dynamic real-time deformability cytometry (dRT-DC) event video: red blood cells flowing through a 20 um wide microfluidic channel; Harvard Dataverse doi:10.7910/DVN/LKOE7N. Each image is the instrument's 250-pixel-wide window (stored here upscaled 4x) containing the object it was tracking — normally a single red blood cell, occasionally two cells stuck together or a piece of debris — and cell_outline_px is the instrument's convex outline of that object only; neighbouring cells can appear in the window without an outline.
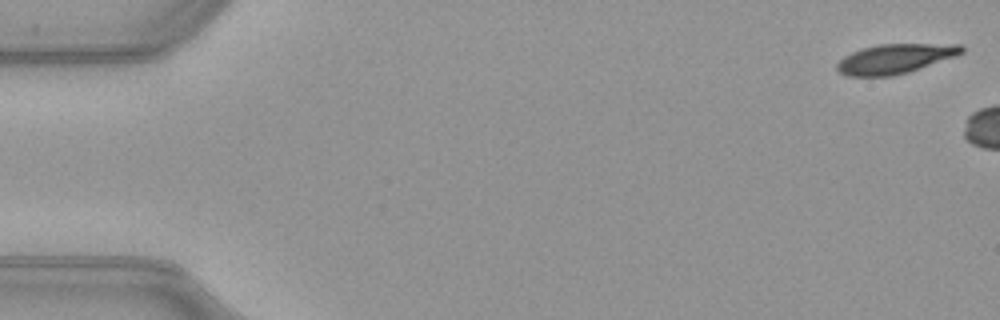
{"species": "common noctule bat (a hibernating species)", "species_latin": "Nyctalus noctula", "temperature_condition": "warm", "stored_images_in_passage": 5, "camera_frame_rate_fps": 3000, "um_per_image_px": 0.085, "animal": {"sex": "female", "body_mass_g": 21.9}, "frame": {"image": 1, "passage_image": 1, "time_ms": 0.0, "image_size_px": [1000, 320], "cell_outline_px": [[964, 52], [956, 56], [908, 72], [892, 76], [848, 76], [840, 72], [836, 68], [836, 64], [844, 56], [860, 48], [880, 44], [960, 44], [964, 48]], "centroid_in_image_um": [76.07, 4.99], "position_along_channel_um": 8.9, "area_um2": 21.44}}